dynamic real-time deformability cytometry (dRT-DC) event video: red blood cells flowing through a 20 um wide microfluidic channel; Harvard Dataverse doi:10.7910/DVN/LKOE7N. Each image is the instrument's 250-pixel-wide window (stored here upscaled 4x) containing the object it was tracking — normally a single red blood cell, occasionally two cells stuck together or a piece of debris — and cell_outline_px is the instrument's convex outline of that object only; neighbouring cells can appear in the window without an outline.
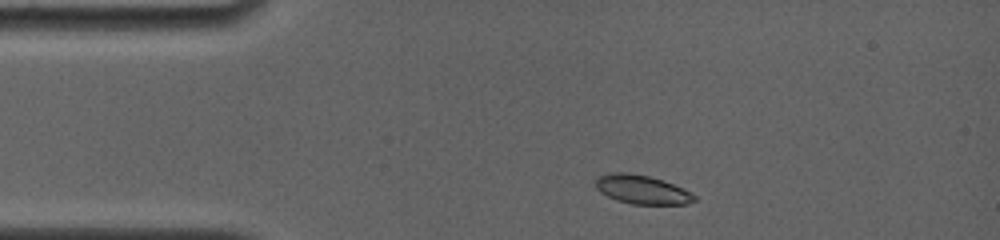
{"species": "common noctule bat (a hibernating species)", "species_latin": "Nyctalus noctula", "temperature_condition": "room temperature", "stored_images_in_passage": 10, "camera_frame_rate_fps": 4000, "um_per_image_px": 0.085, "animal": {"sex": "female", "body_mass_g": 19.0, "forearm_length_mm": 56.7}, "frame": {"image": 1, "passage_image": 1, "time_ms": 0.0, "image_size_px": [1000, 240], "cell_outline_px": [[696, 200], [688, 204], [632, 204], [616, 200], [600, 192], [596, 188], [596, 176], [612, 172], [628, 172], [648, 176], [684, 188], [692, 192], [696, 196]], "centroid_in_image_um": [54.56, 16.11], "position_along_channel_um": 30.4, "area_um2": 16.65}}
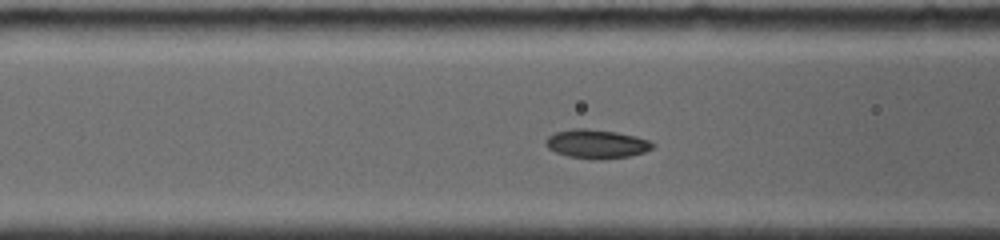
{"frame": {"image": 2, "passage_image": 7, "time_ms": 1.5, "image_size_px": [1000, 240], "cell_outline_px": [[656, 144], [652, 148], [644, 152], [628, 156], [568, 156], [556, 152], [548, 148], [544, 144], [544, 140], [548, 136], [556, 132], [572, 128], [584, 128], [616, 132], [636, 136], [652, 140]], "centroid_in_image_um": [50.7, 12.17], "position_along_channel_um": 115.9, "area_um2": 17.22}}
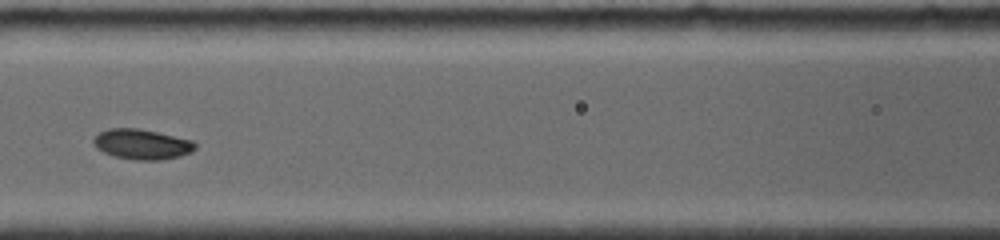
{"frame": {"image": 3, "passage_image": 9, "time_ms": 2.0, "image_size_px": [1000, 240], "cell_outline_px": [[196, 148], [192, 152], [180, 156], [160, 160], [132, 160], [112, 156], [96, 148], [92, 140], [100, 132], [108, 128], [140, 128], [192, 140], [196, 144]], "centroid_in_image_um": [12.06, 12.26], "position_along_channel_um": 154.5, "area_um2": 18.03}}